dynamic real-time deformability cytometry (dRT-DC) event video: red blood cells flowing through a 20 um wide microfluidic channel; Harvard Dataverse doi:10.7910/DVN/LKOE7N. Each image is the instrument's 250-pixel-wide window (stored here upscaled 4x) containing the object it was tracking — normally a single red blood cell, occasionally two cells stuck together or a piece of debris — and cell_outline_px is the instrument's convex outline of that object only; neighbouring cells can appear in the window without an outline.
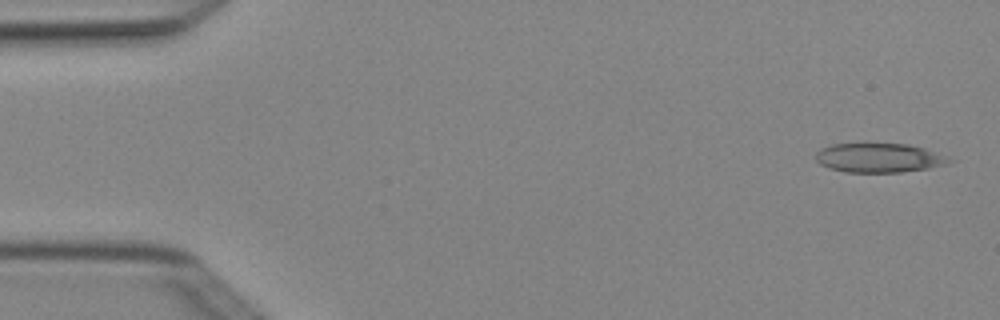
{"species": "Egyptian fruit bat (a non-hibernating species)", "species_latin": "Rousettus aegyptiacus", "temperature_condition": "cold", "stored_images_in_passage": 4, "camera_frame_rate_fps": 3000, "um_per_image_px": 0.085, "animal": {"sex": "female"}, "frame": {"image": 1, "passage_image": 1, "time_ms": 0.0, "image_size_px": [1000, 320], "cell_outline_px": [[956, 160], [948, 164], [928, 168], [900, 172], [844, 172], [828, 168], [820, 164], [816, 160], [816, 152], [820, 148], [832, 144], [864, 140], [908, 144], [924, 148]], "centroid_in_image_um": [74.66, 13.36], "position_along_channel_um": 10.3, "area_um2": 23.81}}
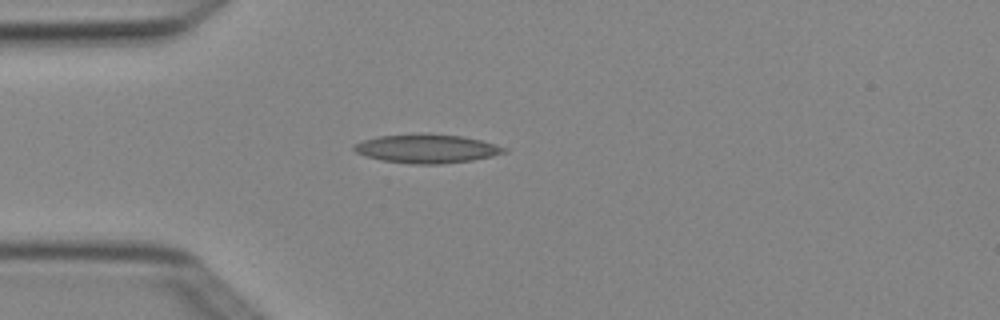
{"frame": {"image": 2, "passage_image": 4, "time_ms": 1.0, "image_size_px": [1000, 320], "cell_outline_px": [[508, 152], [492, 156], [472, 160], [440, 164], [412, 164], [384, 160], [364, 156], [356, 152], [352, 148], [356, 144], [364, 140], [376, 136], [460, 136], [480, 140], [496, 144], [508, 148]], "centroid_in_image_um": [36.32, 12.68], "position_along_channel_um": 48.7, "area_um2": 24.16}}